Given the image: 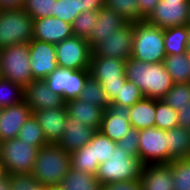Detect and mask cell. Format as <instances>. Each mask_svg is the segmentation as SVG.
<instances>
[{"label": "cell", "mask_w": 190, "mask_h": 190, "mask_svg": "<svg viewBox=\"0 0 190 190\" xmlns=\"http://www.w3.org/2000/svg\"><path fill=\"white\" fill-rule=\"evenodd\" d=\"M125 75L141 90L144 98L161 100L174 84L163 62L145 63L130 57L126 60Z\"/></svg>", "instance_id": "1"}, {"label": "cell", "mask_w": 190, "mask_h": 190, "mask_svg": "<svg viewBox=\"0 0 190 190\" xmlns=\"http://www.w3.org/2000/svg\"><path fill=\"white\" fill-rule=\"evenodd\" d=\"M70 169V153L57 143H48L38 150L31 175L41 186H58L62 184Z\"/></svg>", "instance_id": "2"}, {"label": "cell", "mask_w": 190, "mask_h": 190, "mask_svg": "<svg viewBox=\"0 0 190 190\" xmlns=\"http://www.w3.org/2000/svg\"><path fill=\"white\" fill-rule=\"evenodd\" d=\"M131 57L145 63L163 62L166 57L164 29L146 21L135 22Z\"/></svg>", "instance_id": "3"}, {"label": "cell", "mask_w": 190, "mask_h": 190, "mask_svg": "<svg viewBox=\"0 0 190 190\" xmlns=\"http://www.w3.org/2000/svg\"><path fill=\"white\" fill-rule=\"evenodd\" d=\"M144 164L136 157L116 145L111 159L100 163L96 178L104 185L109 183L140 180Z\"/></svg>", "instance_id": "4"}, {"label": "cell", "mask_w": 190, "mask_h": 190, "mask_svg": "<svg viewBox=\"0 0 190 190\" xmlns=\"http://www.w3.org/2000/svg\"><path fill=\"white\" fill-rule=\"evenodd\" d=\"M0 77L9 79L23 88L33 81L29 43L0 49Z\"/></svg>", "instance_id": "5"}, {"label": "cell", "mask_w": 190, "mask_h": 190, "mask_svg": "<svg viewBox=\"0 0 190 190\" xmlns=\"http://www.w3.org/2000/svg\"><path fill=\"white\" fill-rule=\"evenodd\" d=\"M125 60L112 57L91 56L90 76L102 84L103 90L112 103L126 79Z\"/></svg>", "instance_id": "6"}, {"label": "cell", "mask_w": 190, "mask_h": 190, "mask_svg": "<svg viewBox=\"0 0 190 190\" xmlns=\"http://www.w3.org/2000/svg\"><path fill=\"white\" fill-rule=\"evenodd\" d=\"M39 148L17 137L0 142V165L5 174L31 173Z\"/></svg>", "instance_id": "7"}, {"label": "cell", "mask_w": 190, "mask_h": 190, "mask_svg": "<svg viewBox=\"0 0 190 190\" xmlns=\"http://www.w3.org/2000/svg\"><path fill=\"white\" fill-rule=\"evenodd\" d=\"M33 22L24 10L0 11V49L29 43L33 39Z\"/></svg>", "instance_id": "8"}, {"label": "cell", "mask_w": 190, "mask_h": 190, "mask_svg": "<svg viewBox=\"0 0 190 190\" xmlns=\"http://www.w3.org/2000/svg\"><path fill=\"white\" fill-rule=\"evenodd\" d=\"M58 67L66 69H89L93 50L85 38L71 36L55 44Z\"/></svg>", "instance_id": "9"}, {"label": "cell", "mask_w": 190, "mask_h": 190, "mask_svg": "<svg viewBox=\"0 0 190 190\" xmlns=\"http://www.w3.org/2000/svg\"><path fill=\"white\" fill-rule=\"evenodd\" d=\"M138 159L144 164L170 163L166 130L157 127L140 130Z\"/></svg>", "instance_id": "10"}, {"label": "cell", "mask_w": 190, "mask_h": 190, "mask_svg": "<svg viewBox=\"0 0 190 190\" xmlns=\"http://www.w3.org/2000/svg\"><path fill=\"white\" fill-rule=\"evenodd\" d=\"M89 75V69L73 70L58 67L44 81L54 93L62 96L67 102L78 98Z\"/></svg>", "instance_id": "11"}, {"label": "cell", "mask_w": 190, "mask_h": 190, "mask_svg": "<svg viewBox=\"0 0 190 190\" xmlns=\"http://www.w3.org/2000/svg\"><path fill=\"white\" fill-rule=\"evenodd\" d=\"M145 21L160 28L190 24V0H160Z\"/></svg>", "instance_id": "12"}, {"label": "cell", "mask_w": 190, "mask_h": 190, "mask_svg": "<svg viewBox=\"0 0 190 190\" xmlns=\"http://www.w3.org/2000/svg\"><path fill=\"white\" fill-rule=\"evenodd\" d=\"M134 23L127 22L117 29V33L103 37L100 44L94 49L92 56L112 57L127 60L133 51Z\"/></svg>", "instance_id": "13"}, {"label": "cell", "mask_w": 190, "mask_h": 190, "mask_svg": "<svg viewBox=\"0 0 190 190\" xmlns=\"http://www.w3.org/2000/svg\"><path fill=\"white\" fill-rule=\"evenodd\" d=\"M29 51L33 80H44L58 68L55 44L32 39Z\"/></svg>", "instance_id": "14"}, {"label": "cell", "mask_w": 190, "mask_h": 190, "mask_svg": "<svg viewBox=\"0 0 190 190\" xmlns=\"http://www.w3.org/2000/svg\"><path fill=\"white\" fill-rule=\"evenodd\" d=\"M129 117V106L110 104L104 111L99 131L117 143L132 128Z\"/></svg>", "instance_id": "15"}, {"label": "cell", "mask_w": 190, "mask_h": 190, "mask_svg": "<svg viewBox=\"0 0 190 190\" xmlns=\"http://www.w3.org/2000/svg\"><path fill=\"white\" fill-rule=\"evenodd\" d=\"M24 101L34 112L65 105L62 96L54 93L44 80H33L24 87Z\"/></svg>", "instance_id": "16"}, {"label": "cell", "mask_w": 190, "mask_h": 190, "mask_svg": "<svg viewBox=\"0 0 190 190\" xmlns=\"http://www.w3.org/2000/svg\"><path fill=\"white\" fill-rule=\"evenodd\" d=\"M32 114L33 111L24 100L1 109L0 142L18 137L21 127Z\"/></svg>", "instance_id": "17"}, {"label": "cell", "mask_w": 190, "mask_h": 190, "mask_svg": "<svg viewBox=\"0 0 190 190\" xmlns=\"http://www.w3.org/2000/svg\"><path fill=\"white\" fill-rule=\"evenodd\" d=\"M73 36L72 24L55 16L35 19L33 22V39L57 44Z\"/></svg>", "instance_id": "18"}, {"label": "cell", "mask_w": 190, "mask_h": 190, "mask_svg": "<svg viewBox=\"0 0 190 190\" xmlns=\"http://www.w3.org/2000/svg\"><path fill=\"white\" fill-rule=\"evenodd\" d=\"M33 114L43 129L45 139L49 143H57L66 129L68 116L66 106L36 110Z\"/></svg>", "instance_id": "19"}, {"label": "cell", "mask_w": 190, "mask_h": 190, "mask_svg": "<svg viewBox=\"0 0 190 190\" xmlns=\"http://www.w3.org/2000/svg\"><path fill=\"white\" fill-rule=\"evenodd\" d=\"M126 23V19H124L114 10L104 6L98 11L94 30L91 36L87 39L90 48L93 50L98 44L101 43L103 37L117 33V29L123 27Z\"/></svg>", "instance_id": "20"}, {"label": "cell", "mask_w": 190, "mask_h": 190, "mask_svg": "<svg viewBox=\"0 0 190 190\" xmlns=\"http://www.w3.org/2000/svg\"><path fill=\"white\" fill-rule=\"evenodd\" d=\"M141 190H173L169 163L144 165L140 176Z\"/></svg>", "instance_id": "21"}, {"label": "cell", "mask_w": 190, "mask_h": 190, "mask_svg": "<svg viewBox=\"0 0 190 190\" xmlns=\"http://www.w3.org/2000/svg\"><path fill=\"white\" fill-rule=\"evenodd\" d=\"M94 132L93 128L75 121V117H67L65 132L57 144L66 152L72 153L90 142Z\"/></svg>", "instance_id": "22"}, {"label": "cell", "mask_w": 190, "mask_h": 190, "mask_svg": "<svg viewBox=\"0 0 190 190\" xmlns=\"http://www.w3.org/2000/svg\"><path fill=\"white\" fill-rule=\"evenodd\" d=\"M68 116L75 117V121L93 128L95 131L100 130L104 109L95 105H90L78 98L70 99L65 102Z\"/></svg>", "instance_id": "23"}, {"label": "cell", "mask_w": 190, "mask_h": 190, "mask_svg": "<svg viewBox=\"0 0 190 190\" xmlns=\"http://www.w3.org/2000/svg\"><path fill=\"white\" fill-rule=\"evenodd\" d=\"M170 162L190 158V129L180 126L166 130Z\"/></svg>", "instance_id": "24"}, {"label": "cell", "mask_w": 190, "mask_h": 190, "mask_svg": "<svg viewBox=\"0 0 190 190\" xmlns=\"http://www.w3.org/2000/svg\"><path fill=\"white\" fill-rule=\"evenodd\" d=\"M156 99L143 98L130 107L129 121L136 129L155 127Z\"/></svg>", "instance_id": "25"}, {"label": "cell", "mask_w": 190, "mask_h": 190, "mask_svg": "<svg viewBox=\"0 0 190 190\" xmlns=\"http://www.w3.org/2000/svg\"><path fill=\"white\" fill-rule=\"evenodd\" d=\"M189 24L164 28L166 55H180L187 52Z\"/></svg>", "instance_id": "26"}, {"label": "cell", "mask_w": 190, "mask_h": 190, "mask_svg": "<svg viewBox=\"0 0 190 190\" xmlns=\"http://www.w3.org/2000/svg\"><path fill=\"white\" fill-rule=\"evenodd\" d=\"M163 64L174 84L190 83L189 53L166 55Z\"/></svg>", "instance_id": "27"}, {"label": "cell", "mask_w": 190, "mask_h": 190, "mask_svg": "<svg viewBox=\"0 0 190 190\" xmlns=\"http://www.w3.org/2000/svg\"><path fill=\"white\" fill-rule=\"evenodd\" d=\"M63 190H102V184L92 174L70 169L60 185Z\"/></svg>", "instance_id": "28"}, {"label": "cell", "mask_w": 190, "mask_h": 190, "mask_svg": "<svg viewBox=\"0 0 190 190\" xmlns=\"http://www.w3.org/2000/svg\"><path fill=\"white\" fill-rule=\"evenodd\" d=\"M78 99L88 102L90 105L103 108L104 110L111 104L106 92L102 88V84L90 75L86 79Z\"/></svg>", "instance_id": "29"}, {"label": "cell", "mask_w": 190, "mask_h": 190, "mask_svg": "<svg viewBox=\"0 0 190 190\" xmlns=\"http://www.w3.org/2000/svg\"><path fill=\"white\" fill-rule=\"evenodd\" d=\"M71 169L80 170L96 176L99 161L94 160L92 144L88 142L83 147L70 153Z\"/></svg>", "instance_id": "30"}, {"label": "cell", "mask_w": 190, "mask_h": 190, "mask_svg": "<svg viewBox=\"0 0 190 190\" xmlns=\"http://www.w3.org/2000/svg\"><path fill=\"white\" fill-rule=\"evenodd\" d=\"M17 138L29 143L30 145L36 146L39 149L49 143L45 139L43 129L40 127L34 114H32L21 127Z\"/></svg>", "instance_id": "31"}, {"label": "cell", "mask_w": 190, "mask_h": 190, "mask_svg": "<svg viewBox=\"0 0 190 190\" xmlns=\"http://www.w3.org/2000/svg\"><path fill=\"white\" fill-rule=\"evenodd\" d=\"M104 6L114 10L127 22L145 21L138 7L137 0H104Z\"/></svg>", "instance_id": "32"}, {"label": "cell", "mask_w": 190, "mask_h": 190, "mask_svg": "<svg viewBox=\"0 0 190 190\" xmlns=\"http://www.w3.org/2000/svg\"><path fill=\"white\" fill-rule=\"evenodd\" d=\"M90 143L92 144L94 160H98L99 164L111 159V155L117 145L116 142L112 141L99 130L94 132Z\"/></svg>", "instance_id": "33"}, {"label": "cell", "mask_w": 190, "mask_h": 190, "mask_svg": "<svg viewBox=\"0 0 190 190\" xmlns=\"http://www.w3.org/2000/svg\"><path fill=\"white\" fill-rule=\"evenodd\" d=\"M24 88L9 79L0 77V108H6L24 100Z\"/></svg>", "instance_id": "34"}, {"label": "cell", "mask_w": 190, "mask_h": 190, "mask_svg": "<svg viewBox=\"0 0 190 190\" xmlns=\"http://www.w3.org/2000/svg\"><path fill=\"white\" fill-rule=\"evenodd\" d=\"M170 164L173 190H190V158L173 160Z\"/></svg>", "instance_id": "35"}, {"label": "cell", "mask_w": 190, "mask_h": 190, "mask_svg": "<svg viewBox=\"0 0 190 190\" xmlns=\"http://www.w3.org/2000/svg\"><path fill=\"white\" fill-rule=\"evenodd\" d=\"M162 100L175 111L190 104V83L173 84Z\"/></svg>", "instance_id": "36"}, {"label": "cell", "mask_w": 190, "mask_h": 190, "mask_svg": "<svg viewBox=\"0 0 190 190\" xmlns=\"http://www.w3.org/2000/svg\"><path fill=\"white\" fill-rule=\"evenodd\" d=\"M178 113L162 99H156L155 127L169 130L178 126Z\"/></svg>", "instance_id": "37"}, {"label": "cell", "mask_w": 190, "mask_h": 190, "mask_svg": "<svg viewBox=\"0 0 190 190\" xmlns=\"http://www.w3.org/2000/svg\"><path fill=\"white\" fill-rule=\"evenodd\" d=\"M98 11H84L80 13L72 23V31L74 36L88 39L97 21Z\"/></svg>", "instance_id": "38"}, {"label": "cell", "mask_w": 190, "mask_h": 190, "mask_svg": "<svg viewBox=\"0 0 190 190\" xmlns=\"http://www.w3.org/2000/svg\"><path fill=\"white\" fill-rule=\"evenodd\" d=\"M81 13L80 0H55L54 16L69 24Z\"/></svg>", "instance_id": "39"}, {"label": "cell", "mask_w": 190, "mask_h": 190, "mask_svg": "<svg viewBox=\"0 0 190 190\" xmlns=\"http://www.w3.org/2000/svg\"><path fill=\"white\" fill-rule=\"evenodd\" d=\"M55 0H25L24 11L33 20L54 16Z\"/></svg>", "instance_id": "40"}, {"label": "cell", "mask_w": 190, "mask_h": 190, "mask_svg": "<svg viewBox=\"0 0 190 190\" xmlns=\"http://www.w3.org/2000/svg\"><path fill=\"white\" fill-rule=\"evenodd\" d=\"M144 98L141 90L128 80L125 81L121 90L117 94L116 99L111 104L125 105L131 107L136 102H139Z\"/></svg>", "instance_id": "41"}, {"label": "cell", "mask_w": 190, "mask_h": 190, "mask_svg": "<svg viewBox=\"0 0 190 190\" xmlns=\"http://www.w3.org/2000/svg\"><path fill=\"white\" fill-rule=\"evenodd\" d=\"M140 130L131 128L116 144L131 156L138 158Z\"/></svg>", "instance_id": "42"}, {"label": "cell", "mask_w": 190, "mask_h": 190, "mask_svg": "<svg viewBox=\"0 0 190 190\" xmlns=\"http://www.w3.org/2000/svg\"><path fill=\"white\" fill-rule=\"evenodd\" d=\"M10 176V190H31L38 184L31 173H13Z\"/></svg>", "instance_id": "43"}, {"label": "cell", "mask_w": 190, "mask_h": 190, "mask_svg": "<svg viewBox=\"0 0 190 190\" xmlns=\"http://www.w3.org/2000/svg\"><path fill=\"white\" fill-rule=\"evenodd\" d=\"M102 190H141L139 180H127L102 185Z\"/></svg>", "instance_id": "44"}, {"label": "cell", "mask_w": 190, "mask_h": 190, "mask_svg": "<svg viewBox=\"0 0 190 190\" xmlns=\"http://www.w3.org/2000/svg\"><path fill=\"white\" fill-rule=\"evenodd\" d=\"M159 1L160 0H137L138 7L144 20L150 15Z\"/></svg>", "instance_id": "45"}, {"label": "cell", "mask_w": 190, "mask_h": 190, "mask_svg": "<svg viewBox=\"0 0 190 190\" xmlns=\"http://www.w3.org/2000/svg\"><path fill=\"white\" fill-rule=\"evenodd\" d=\"M178 113V126L190 129V104L185 107L179 108Z\"/></svg>", "instance_id": "46"}, {"label": "cell", "mask_w": 190, "mask_h": 190, "mask_svg": "<svg viewBox=\"0 0 190 190\" xmlns=\"http://www.w3.org/2000/svg\"><path fill=\"white\" fill-rule=\"evenodd\" d=\"M25 0H0V11L23 10Z\"/></svg>", "instance_id": "47"}, {"label": "cell", "mask_w": 190, "mask_h": 190, "mask_svg": "<svg viewBox=\"0 0 190 190\" xmlns=\"http://www.w3.org/2000/svg\"><path fill=\"white\" fill-rule=\"evenodd\" d=\"M104 0H80L81 13L84 11H99L104 7Z\"/></svg>", "instance_id": "48"}, {"label": "cell", "mask_w": 190, "mask_h": 190, "mask_svg": "<svg viewBox=\"0 0 190 190\" xmlns=\"http://www.w3.org/2000/svg\"><path fill=\"white\" fill-rule=\"evenodd\" d=\"M0 190H10V176L8 174L3 173L0 176Z\"/></svg>", "instance_id": "49"}, {"label": "cell", "mask_w": 190, "mask_h": 190, "mask_svg": "<svg viewBox=\"0 0 190 190\" xmlns=\"http://www.w3.org/2000/svg\"><path fill=\"white\" fill-rule=\"evenodd\" d=\"M31 190H48V187L41 186L40 183H38L35 187H33Z\"/></svg>", "instance_id": "50"}, {"label": "cell", "mask_w": 190, "mask_h": 190, "mask_svg": "<svg viewBox=\"0 0 190 190\" xmlns=\"http://www.w3.org/2000/svg\"><path fill=\"white\" fill-rule=\"evenodd\" d=\"M187 52L190 53V24H189L188 41H187Z\"/></svg>", "instance_id": "51"}, {"label": "cell", "mask_w": 190, "mask_h": 190, "mask_svg": "<svg viewBox=\"0 0 190 190\" xmlns=\"http://www.w3.org/2000/svg\"><path fill=\"white\" fill-rule=\"evenodd\" d=\"M48 190H63V188L60 185L50 186V187H48Z\"/></svg>", "instance_id": "52"}, {"label": "cell", "mask_w": 190, "mask_h": 190, "mask_svg": "<svg viewBox=\"0 0 190 190\" xmlns=\"http://www.w3.org/2000/svg\"><path fill=\"white\" fill-rule=\"evenodd\" d=\"M3 170H2V167H1V165H0V176H2L3 175Z\"/></svg>", "instance_id": "53"}]
</instances>
